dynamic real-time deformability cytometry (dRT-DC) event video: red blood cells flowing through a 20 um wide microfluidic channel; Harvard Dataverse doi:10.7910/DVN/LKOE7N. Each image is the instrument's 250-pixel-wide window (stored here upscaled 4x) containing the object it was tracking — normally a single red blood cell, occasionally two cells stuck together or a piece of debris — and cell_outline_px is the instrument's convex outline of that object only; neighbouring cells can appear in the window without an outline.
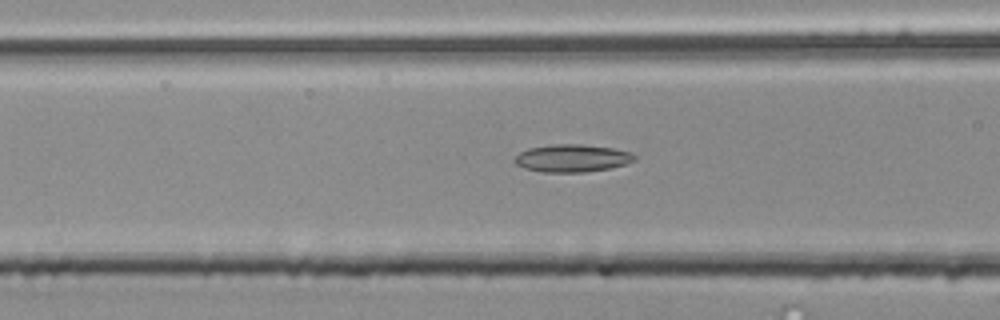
{"species": "common noctule bat (a hibernating species)", "species_latin": "Nyctalus noctula", "temperature_condition": "room temperature", "stored_images_in_passage": 39, "camera_frame_rate_fps": 3000, "um_per_image_px": 0.085, "animal": {"sex": "male", "body_mass_g": 20.4}, "frame": {"image": 1, "passage_image": 9, "time_ms": 2.667, "image_size_px": [1000, 320], "cell_outline_px": [[636, 160], [628, 164], [612, 168], [584, 172], [544, 172], [524, 168], [516, 164], [512, 160], [520, 152], [528, 148], [552, 144], [580, 144], [612, 148], [632, 152], [636, 156]], "centroid_in_image_um": [48.66, 13.45], "position_along_channel_um": 117.9, "area_um2": 19.48}}
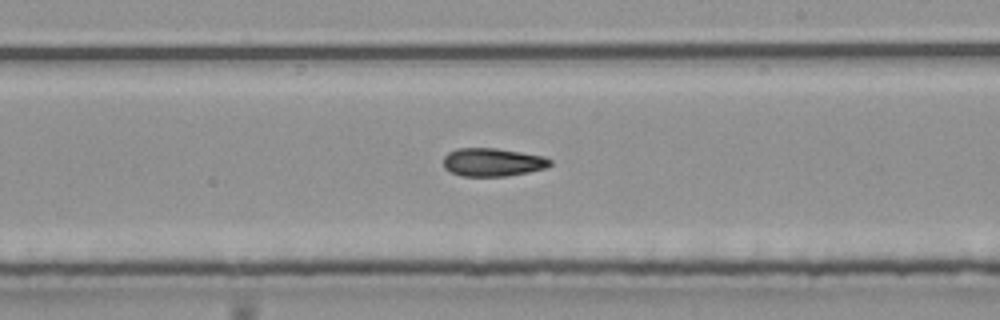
{"frame": {"image": 2, "passage_image": 19, "time_ms": 6.0, "image_size_px": [1000, 320], "cell_outline_px": [[552, 164], [544, 168], [528, 172], [504, 176], [460, 176], [444, 168], [444, 156], [448, 152], [456, 148], [496, 148], [544, 156], [552, 160]], "centroid_in_image_um": [41.86, 13.78], "position_along_channel_um": 247.1, "area_um2": 17.51}}
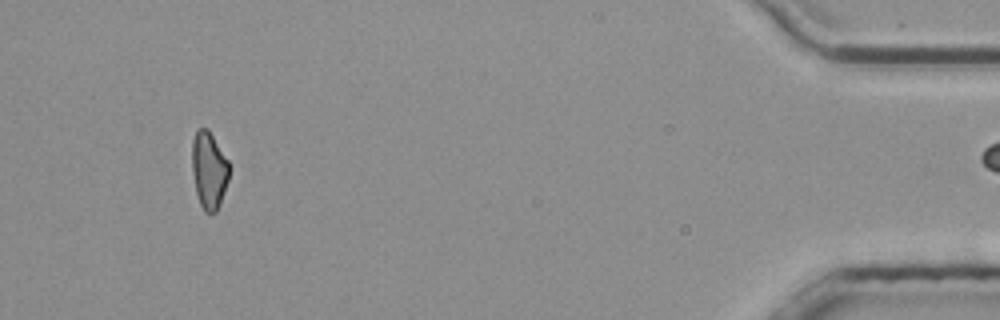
{"frame": {"image": 3, "passage_image": 38, "time_ms": 12.333, "image_size_px": [1000, 320], "cell_outline_px": [[228, 180], [220, 204], [216, 212], [212, 216], [204, 212], [200, 204], [196, 192], [192, 172], [192, 140], [196, 128], [208, 128], [228, 160]], "centroid_in_image_um": [17.74, 14.47], "position_along_channel_um": 417.5, "area_um2": 16.88}}